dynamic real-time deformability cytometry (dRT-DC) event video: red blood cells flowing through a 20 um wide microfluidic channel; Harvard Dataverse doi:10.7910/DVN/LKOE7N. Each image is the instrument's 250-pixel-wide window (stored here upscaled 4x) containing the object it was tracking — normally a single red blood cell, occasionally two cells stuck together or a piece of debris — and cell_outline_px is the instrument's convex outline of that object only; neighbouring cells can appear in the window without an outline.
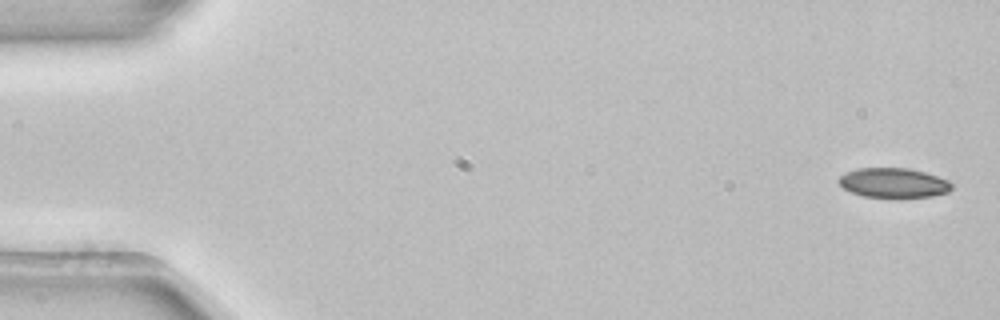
{"species": "common noctule bat (a hibernating species)", "species_latin": "Nyctalus noctula", "temperature_condition": "room temperature", "stored_images_in_passage": 5, "camera_frame_rate_fps": 3000, "um_per_image_px": 0.085, "animal": {"sex": "female", "body_mass_g": 22.7, "forearm_length_mm": 54.2}, "frame": {"image": 1, "passage_image": 1, "time_ms": 0.0, "image_size_px": [1000, 320], "cell_outline_px": [[952, 188], [948, 192], [932, 196], [864, 196], [852, 192], [844, 188], [836, 180], [844, 172], [856, 168], [908, 168], [924, 172], [948, 180], [952, 184]], "centroid_in_image_um": [75.92, 15.51], "position_along_channel_um": 9.1, "area_um2": 19.19}}
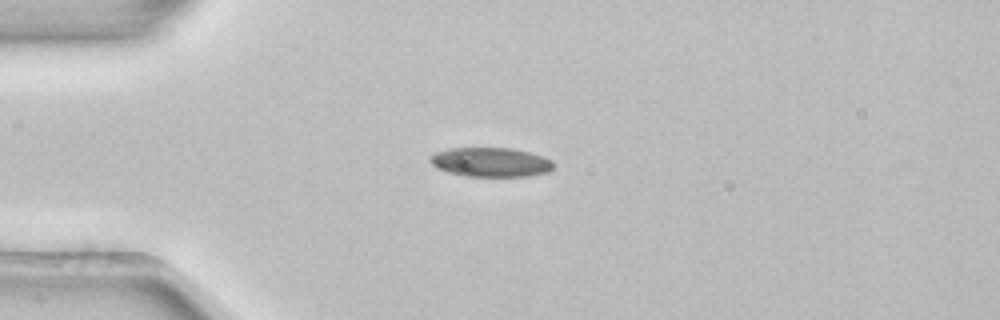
{"frame": {"image": 2, "passage_image": 4, "time_ms": 1.0, "image_size_px": [1000, 320], "cell_outline_px": [[556, 164], [548, 172], [528, 176], [464, 176], [448, 172], [436, 168], [428, 160], [428, 156], [436, 152], [452, 148], [512, 148], [544, 156], [552, 160]], "centroid_in_image_um": [41.71, 13.78], "position_along_channel_um": 43.3, "area_um2": 21.21}}